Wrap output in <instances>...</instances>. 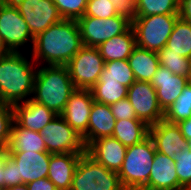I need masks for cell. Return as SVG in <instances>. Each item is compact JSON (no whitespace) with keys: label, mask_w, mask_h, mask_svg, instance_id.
Wrapping results in <instances>:
<instances>
[{"label":"cell","mask_w":191,"mask_h":190,"mask_svg":"<svg viewBox=\"0 0 191 190\" xmlns=\"http://www.w3.org/2000/svg\"><path fill=\"white\" fill-rule=\"evenodd\" d=\"M82 47L77 20L62 19L34 38L31 54L37 64L66 66Z\"/></svg>","instance_id":"6da1fadb"},{"label":"cell","mask_w":191,"mask_h":190,"mask_svg":"<svg viewBox=\"0 0 191 190\" xmlns=\"http://www.w3.org/2000/svg\"><path fill=\"white\" fill-rule=\"evenodd\" d=\"M36 65L40 66L32 57L31 60L26 58L21 51L0 57L1 103L13 106L32 98L38 68Z\"/></svg>","instance_id":"7a4b0ae2"},{"label":"cell","mask_w":191,"mask_h":190,"mask_svg":"<svg viewBox=\"0 0 191 190\" xmlns=\"http://www.w3.org/2000/svg\"><path fill=\"white\" fill-rule=\"evenodd\" d=\"M75 89L67 66L38 65L32 99L60 115Z\"/></svg>","instance_id":"3957f363"},{"label":"cell","mask_w":191,"mask_h":190,"mask_svg":"<svg viewBox=\"0 0 191 190\" xmlns=\"http://www.w3.org/2000/svg\"><path fill=\"white\" fill-rule=\"evenodd\" d=\"M155 152L150 136L127 147L122 168L118 173L125 190H143L148 185Z\"/></svg>","instance_id":"277c9868"},{"label":"cell","mask_w":191,"mask_h":190,"mask_svg":"<svg viewBox=\"0 0 191 190\" xmlns=\"http://www.w3.org/2000/svg\"><path fill=\"white\" fill-rule=\"evenodd\" d=\"M179 14L132 17L136 46L158 52L166 46Z\"/></svg>","instance_id":"5b68a950"},{"label":"cell","mask_w":191,"mask_h":190,"mask_svg":"<svg viewBox=\"0 0 191 190\" xmlns=\"http://www.w3.org/2000/svg\"><path fill=\"white\" fill-rule=\"evenodd\" d=\"M70 190H125L117 172L106 169L84 152L75 170Z\"/></svg>","instance_id":"8992f818"},{"label":"cell","mask_w":191,"mask_h":190,"mask_svg":"<svg viewBox=\"0 0 191 190\" xmlns=\"http://www.w3.org/2000/svg\"><path fill=\"white\" fill-rule=\"evenodd\" d=\"M131 12L124 9L119 15L108 19L83 16L77 20L83 46L98 47L114 36L124 33L131 26Z\"/></svg>","instance_id":"52a82bcc"},{"label":"cell","mask_w":191,"mask_h":190,"mask_svg":"<svg viewBox=\"0 0 191 190\" xmlns=\"http://www.w3.org/2000/svg\"><path fill=\"white\" fill-rule=\"evenodd\" d=\"M104 64L97 47L83 46L66 66L76 89H91L98 82Z\"/></svg>","instance_id":"ba28073f"},{"label":"cell","mask_w":191,"mask_h":190,"mask_svg":"<svg viewBox=\"0 0 191 190\" xmlns=\"http://www.w3.org/2000/svg\"><path fill=\"white\" fill-rule=\"evenodd\" d=\"M0 36L10 52L34 43L27 23L11 0H0Z\"/></svg>","instance_id":"9c48e42d"},{"label":"cell","mask_w":191,"mask_h":190,"mask_svg":"<svg viewBox=\"0 0 191 190\" xmlns=\"http://www.w3.org/2000/svg\"><path fill=\"white\" fill-rule=\"evenodd\" d=\"M39 134L43 136L47 152L52 154L86 152L82 137L61 115H57Z\"/></svg>","instance_id":"30bf717a"},{"label":"cell","mask_w":191,"mask_h":190,"mask_svg":"<svg viewBox=\"0 0 191 190\" xmlns=\"http://www.w3.org/2000/svg\"><path fill=\"white\" fill-rule=\"evenodd\" d=\"M27 23L31 35L35 38L52 24L63 18L53 0H11Z\"/></svg>","instance_id":"8fae6325"},{"label":"cell","mask_w":191,"mask_h":190,"mask_svg":"<svg viewBox=\"0 0 191 190\" xmlns=\"http://www.w3.org/2000/svg\"><path fill=\"white\" fill-rule=\"evenodd\" d=\"M127 98L137 118L148 126L155 125L164 119V111L158 103L156 89L150 82L136 80L128 88Z\"/></svg>","instance_id":"7c38bea8"},{"label":"cell","mask_w":191,"mask_h":190,"mask_svg":"<svg viewBox=\"0 0 191 190\" xmlns=\"http://www.w3.org/2000/svg\"><path fill=\"white\" fill-rule=\"evenodd\" d=\"M94 102L90 89H75L69 96L63 112L65 121L82 137L88 130V122Z\"/></svg>","instance_id":"4fadbf2b"},{"label":"cell","mask_w":191,"mask_h":190,"mask_svg":"<svg viewBox=\"0 0 191 190\" xmlns=\"http://www.w3.org/2000/svg\"><path fill=\"white\" fill-rule=\"evenodd\" d=\"M149 136L152 138L157 152L169 158L189 147L177 124L169 123L164 119L149 127Z\"/></svg>","instance_id":"5bb4252c"},{"label":"cell","mask_w":191,"mask_h":190,"mask_svg":"<svg viewBox=\"0 0 191 190\" xmlns=\"http://www.w3.org/2000/svg\"><path fill=\"white\" fill-rule=\"evenodd\" d=\"M127 147L116 138L101 137L86 147V153L106 169L117 172L122 168Z\"/></svg>","instance_id":"9a60e30c"},{"label":"cell","mask_w":191,"mask_h":190,"mask_svg":"<svg viewBox=\"0 0 191 190\" xmlns=\"http://www.w3.org/2000/svg\"><path fill=\"white\" fill-rule=\"evenodd\" d=\"M50 152H8L16 162L18 179L23 184L48 176Z\"/></svg>","instance_id":"2e32d148"},{"label":"cell","mask_w":191,"mask_h":190,"mask_svg":"<svg viewBox=\"0 0 191 190\" xmlns=\"http://www.w3.org/2000/svg\"><path fill=\"white\" fill-rule=\"evenodd\" d=\"M189 83L184 76L175 75L166 67L159 65L150 84L156 89L157 99L163 111L167 110Z\"/></svg>","instance_id":"e0dca14e"},{"label":"cell","mask_w":191,"mask_h":190,"mask_svg":"<svg viewBox=\"0 0 191 190\" xmlns=\"http://www.w3.org/2000/svg\"><path fill=\"white\" fill-rule=\"evenodd\" d=\"M14 121L21 127L39 132L50 123L57 114L32 98L14 104Z\"/></svg>","instance_id":"ac0fdd59"},{"label":"cell","mask_w":191,"mask_h":190,"mask_svg":"<svg viewBox=\"0 0 191 190\" xmlns=\"http://www.w3.org/2000/svg\"><path fill=\"white\" fill-rule=\"evenodd\" d=\"M143 190H179L174 159L156 151L148 185Z\"/></svg>","instance_id":"d6986e66"},{"label":"cell","mask_w":191,"mask_h":190,"mask_svg":"<svg viewBox=\"0 0 191 190\" xmlns=\"http://www.w3.org/2000/svg\"><path fill=\"white\" fill-rule=\"evenodd\" d=\"M115 117L109 105L94 101L88 122V130L82 136L85 147L101 137L112 136L115 128Z\"/></svg>","instance_id":"ffe728a7"},{"label":"cell","mask_w":191,"mask_h":190,"mask_svg":"<svg viewBox=\"0 0 191 190\" xmlns=\"http://www.w3.org/2000/svg\"><path fill=\"white\" fill-rule=\"evenodd\" d=\"M83 153L51 154L47 178L57 190H70L72 179Z\"/></svg>","instance_id":"44dd1931"},{"label":"cell","mask_w":191,"mask_h":190,"mask_svg":"<svg viewBox=\"0 0 191 190\" xmlns=\"http://www.w3.org/2000/svg\"><path fill=\"white\" fill-rule=\"evenodd\" d=\"M136 47L135 34L132 26L124 33L101 43L97 48L105 62L127 60Z\"/></svg>","instance_id":"7402d4cb"},{"label":"cell","mask_w":191,"mask_h":190,"mask_svg":"<svg viewBox=\"0 0 191 190\" xmlns=\"http://www.w3.org/2000/svg\"><path fill=\"white\" fill-rule=\"evenodd\" d=\"M8 152H47L43 136L39 132L25 129L15 121L11 126Z\"/></svg>","instance_id":"603a6c76"},{"label":"cell","mask_w":191,"mask_h":190,"mask_svg":"<svg viewBox=\"0 0 191 190\" xmlns=\"http://www.w3.org/2000/svg\"><path fill=\"white\" fill-rule=\"evenodd\" d=\"M127 60L137 81L150 82L160 65L157 52L137 46Z\"/></svg>","instance_id":"cb8c5ba5"},{"label":"cell","mask_w":191,"mask_h":190,"mask_svg":"<svg viewBox=\"0 0 191 190\" xmlns=\"http://www.w3.org/2000/svg\"><path fill=\"white\" fill-rule=\"evenodd\" d=\"M149 127L139 119L117 120L112 137L126 147L133 146L149 136Z\"/></svg>","instance_id":"d4e9b609"},{"label":"cell","mask_w":191,"mask_h":190,"mask_svg":"<svg viewBox=\"0 0 191 190\" xmlns=\"http://www.w3.org/2000/svg\"><path fill=\"white\" fill-rule=\"evenodd\" d=\"M165 47L170 52L191 59V23L179 17Z\"/></svg>","instance_id":"484cf974"},{"label":"cell","mask_w":191,"mask_h":190,"mask_svg":"<svg viewBox=\"0 0 191 190\" xmlns=\"http://www.w3.org/2000/svg\"><path fill=\"white\" fill-rule=\"evenodd\" d=\"M180 0H136L131 7L132 17L179 14Z\"/></svg>","instance_id":"4316f807"},{"label":"cell","mask_w":191,"mask_h":190,"mask_svg":"<svg viewBox=\"0 0 191 190\" xmlns=\"http://www.w3.org/2000/svg\"><path fill=\"white\" fill-rule=\"evenodd\" d=\"M94 101L110 105L127 97L128 88L113 79H99L90 89Z\"/></svg>","instance_id":"83f0119b"},{"label":"cell","mask_w":191,"mask_h":190,"mask_svg":"<svg viewBox=\"0 0 191 190\" xmlns=\"http://www.w3.org/2000/svg\"><path fill=\"white\" fill-rule=\"evenodd\" d=\"M191 117V85H187L175 102L164 111V120L177 124Z\"/></svg>","instance_id":"f1b7e54d"},{"label":"cell","mask_w":191,"mask_h":190,"mask_svg":"<svg viewBox=\"0 0 191 190\" xmlns=\"http://www.w3.org/2000/svg\"><path fill=\"white\" fill-rule=\"evenodd\" d=\"M99 79H113L129 88L136 80L128 60L105 62Z\"/></svg>","instance_id":"f546056e"},{"label":"cell","mask_w":191,"mask_h":190,"mask_svg":"<svg viewBox=\"0 0 191 190\" xmlns=\"http://www.w3.org/2000/svg\"><path fill=\"white\" fill-rule=\"evenodd\" d=\"M159 64L169 69L173 74L184 76L187 79L191 76V59L183 57L175 52H170L166 47L157 52Z\"/></svg>","instance_id":"4dcf8cb0"},{"label":"cell","mask_w":191,"mask_h":190,"mask_svg":"<svg viewBox=\"0 0 191 190\" xmlns=\"http://www.w3.org/2000/svg\"><path fill=\"white\" fill-rule=\"evenodd\" d=\"M124 9L117 0H88L83 16L108 19L119 15Z\"/></svg>","instance_id":"1f68e13d"},{"label":"cell","mask_w":191,"mask_h":190,"mask_svg":"<svg viewBox=\"0 0 191 190\" xmlns=\"http://www.w3.org/2000/svg\"><path fill=\"white\" fill-rule=\"evenodd\" d=\"M179 181V190L191 189V150L189 147L173 157Z\"/></svg>","instance_id":"d6a6232c"},{"label":"cell","mask_w":191,"mask_h":190,"mask_svg":"<svg viewBox=\"0 0 191 190\" xmlns=\"http://www.w3.org/2000/svg\"><path fill=\"white\" fill-rule=\"evenodd\" d=\"M63 19L78 20L83 17L88 0H53Z\"/></svg>","instance_id":"836d02e7"},{"label":"cell","mask_w":191,"mask_h":190,"mask_svg":"<svg viewBox=\"0 0 191 190\" xmlns=\"http://www.w3.org/2000/svg\"><path fill=\"white\" fill-rule=\"evenodd\" d=\"M13 122V107L0 102V147H8Z\"/></svg>","instance_id":"e575fe53"},{"label":"cell","mask_w":191,"mask_h":190,"mask_svg":"<svg viewBox=\"0 0 191 190\" xmlns=\"http://www.w3.org/2000/svg\"><path fill=\"white\" fill-rule=\"evenodd\" d=\"M115 120L138 119L133 106L126 97L109 105Z\"/></svg>","instance_id":"d590c367"},{"label":"cell","mask_w":191,"mask_h":190,"mask_svg":"<svg viewBox=\"0 0 191 190\" xmlns=\"http://www.w3.org/2000/svg\"><path fill=\"white\" fill-rule=\"evenodd\" d=\"M17 168L16 162L7 155L3 164L4 189L23 184L22 181L18 179Z\"/></svg>","instance_id":"8d00e7d4"},{"label":"cell","mask_w":191,"mask_h":190,"mask_svg":"<svg viewBox=\"0 0 191 190\" xmlns=\"http://www.w3.org/2000/svg\"><path fill=\"white\" fill-rule=\"evenodd\" d=\"M28 190H57L56 186L46 177L26 184Z\"/></svg>","instance_id":"74e56055"},{"label":"cell","mask_w":191,"mask_h":190,"mask_svg":"<svg viewBox=\"0 0 191 190\" xmlns=\"http://www.w3.org/2000/svg\"><path fill=\"white\" fill-rule=\"evenodd\" d=\"M179 17L191 23V0H180Z\"/></svg>","instance_id":"f35d334b"},{"label":"cell","mask_w":191,"mask_h":190,"mask_svg":"<svg viewBox=\"0 0 191 190\" xmlns=\"http://www.w3.org/2000/svg\"><path fill=\"white\" fill-rule=\"evenodd\" d=\"M177 125L180 127L183 137L187 141H191V117L186 120L180 121L179 123H177Z\"/></svg>","instance_id":"ab89813d"},{"label":"cell","mask_w":191,"mask_h":190,"mask_svg":"<svg viewBox=\"0 0 191 190\" xmlns=\"http://www.w3.org/2000/svg\"><path fill=\"white\" fill-rule=\"evenodd\" d=\"M8 155L7 148L0 147V190H4L3 164Z\"/></svg>","instance_id":"60d3db41"},{"label":"cell","mask_w":191,"mask_h":190,"mask_svg":"<svg viewBox=\"0 0 191 190\" xmlns=\"http://www.w3.org/2000/svg\"><path fill=\"white\" fill-rule=\"evenodd\" d=\"M125 9H131L136 0H117Z\"/></svg>","instance_id":"b9f144b4"},{"label":"cell","mask_w":191,"mask_h":190,"mask_svg":"<svg viewBox=\"0 0 191 190\" xmlns=\"http://www.w3.org/2000/svg\"><path fill=\"white\" fill-rule=\"evenodd\" d=\"M10 53V51L8 50V48L6 47L3 38L0 36V57L3 55H6Z\"/></svg>","instance_id":"7bdbcfd3"},{"label":"cell","mask_w":191,"mask_h":190,"mask_svg":"<svg viewBox=\"0 0 191 190\" xmlns=\"http://www.w3.org/2000/svg\"><path fill=\"white\" fill-rule=\"evenodd\" d=\"M4 190H28V187L26 184H22V185L12 186V187L6 188Z\"/></svg>","instance_id":"ee69618b"},{"label":"cell","mask_w":191,"mask_h":190,"mask_svg":"<svg viewBox=\"0 0 191 190\" xmlns=\"http://www.w3.org/2000/svg\"><path fill=\"white\" fill-rule=\"evenodd\" d=\"M188 144H189V149L191 150V141H189V143H188Z\"/></svg>","instance_id":"f6af8a7d"},{"label":"cell","mask_w":191,"mask_h":190,"mask_svg":"<svg viewBox=\"0 0 191 190\" xmlns=\"http://www.w3.org/2000/svg\"><path fill=\"white\" fill-rule=\"evenodd\" d=\"M188 81H189V84L191 85V76H190V78L188 79Z\"/></svg>","instance_id":"bcb514c9"}]
</instances>
